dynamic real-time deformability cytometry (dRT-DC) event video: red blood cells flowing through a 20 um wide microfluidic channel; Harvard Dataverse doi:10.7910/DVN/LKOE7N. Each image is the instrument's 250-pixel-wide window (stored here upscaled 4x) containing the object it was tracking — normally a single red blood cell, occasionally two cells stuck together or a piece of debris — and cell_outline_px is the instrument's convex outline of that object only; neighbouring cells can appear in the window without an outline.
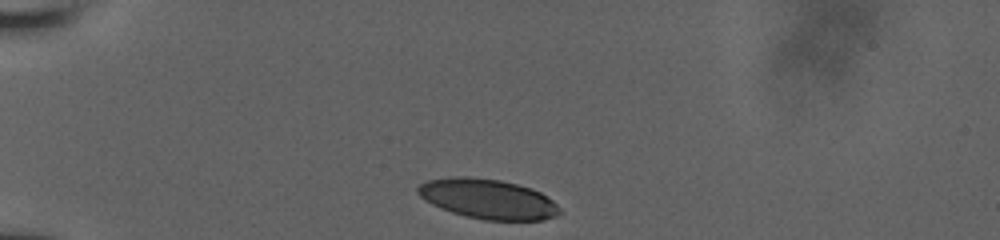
{"species": "human", "species_latin": "Homo sapiens", "temperature_condition": "room temperature", "stored_images_in_passage": 34, "camera_frame_rate_fps": 3000, "um_per_image_px": 0.085, "donor": {"sex": "male"}, "frame": {"image": 1, "passage_image": 1, "time_ms": 0.0, "image_size_px": [1000, 240], "cell_outline_px": [[560, 212], [556, 216], [544, 220], [484, 220], [452, 212], [440, 208], [424, 200], [416, 192], [416, 188], [420, 184], [428, 180], [456, 176], [464, 176], [500, 180], [532, 188], [540, 192], [552, 200], [560, 208]], "centroid_in_image_um": [41.46, 16.91], "position_along_channel_um": 43.5, "area_um2": 32.83}}
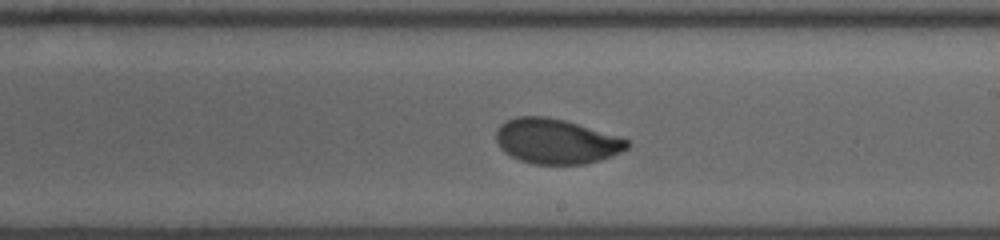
{"frame": {"image": 2, "passage_image": 20, "time_ms": 6.333, "image_size_px": [1000, 240], "cell_outline_px": [[632, 144], [628, 148], [612, 156], [600, 160], [584, 164], [532, 164], [520, 160], [504, 152], [500, 148], [496, 140], [496, 128], [500, 124], [516, 116], [548, 116], [564, 120], [620, 136], [628, 140]], "centroid_in_image_um": [47.28, 12.01], "position_along_channel_um": 241.7, "area_um2": 34.56}}
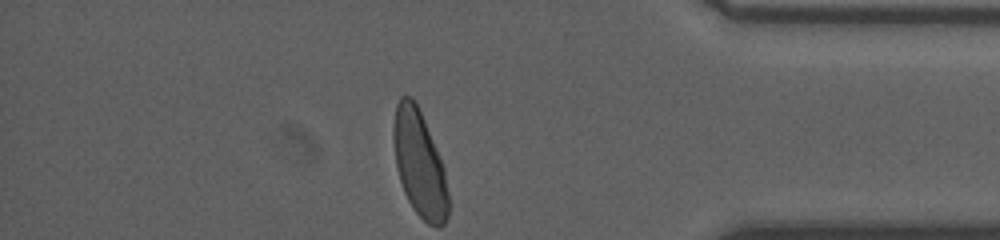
{"frame": {"image": 3, "passage_image": 34, "time_ms": 11.0, "image_size_px": [1000, 240], "cell_outline_px": [[448, 216], [444, 224], [428, 224], [416, 212], [408, 200], [404, 192], [396, 168], [392, 136], [392, 128], [396, 104], [400, 96], [412, 96], [424, 120], [444, 168], [448, 192]], "centroid_in_image_um": [35.62, 13.89], "position_along_channel_um": 399.6, "area_um2": 33.58}, "authors_computed_cell_mechanics": {"area_um2": 34.5066, "velocity_mm_per_s": 3.8731, "shape_relaxation_time_tau1_ms": 3.5164, "shape_relaxation_time_tau2_ms": 0.9409, "deformation_change_tau1": 0.1492, "deformation_change_tau2": 0.0421}}